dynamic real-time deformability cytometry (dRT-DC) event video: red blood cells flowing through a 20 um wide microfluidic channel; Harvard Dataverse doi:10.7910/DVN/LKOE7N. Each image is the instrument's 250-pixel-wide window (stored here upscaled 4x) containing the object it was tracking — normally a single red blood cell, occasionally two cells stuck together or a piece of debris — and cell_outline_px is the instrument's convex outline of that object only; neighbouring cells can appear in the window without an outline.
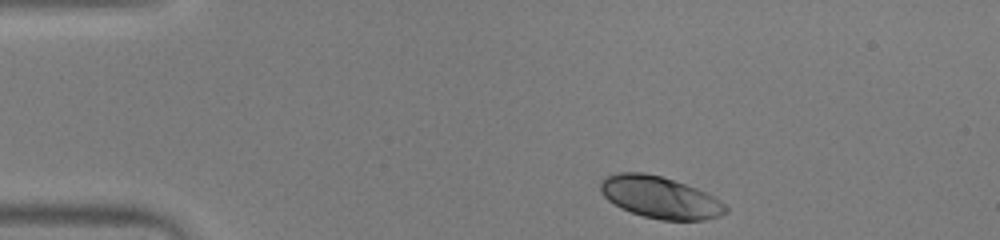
{"species": "human", "species_latin": "Homo sapiens", "temperature_condition": "warm", "stored_images_in_passage": 9, "camera_frame_rate_fps": 3000, "um_per_image_px": 0.085, "donor": {"sex": "male"}, "frame": {"image": 1, "passage_image": 1, "time_ms": 0.0, "image_size_px": [1000, 240], "cell_outline_px": [[728, 212], [720, 216], [704, 220], [660, 220], [644, 216], [620, 208], [608, 200], [600, 192], [600, 180], [604, 176], [620, 172], [644, 172], [660, 176], [696, 188], [720, 200], [728, 208]], "centroid_in_image_um": [56.07, 16.78], "position_along_channel_um": 28.9, "area_um2": 30.52}}